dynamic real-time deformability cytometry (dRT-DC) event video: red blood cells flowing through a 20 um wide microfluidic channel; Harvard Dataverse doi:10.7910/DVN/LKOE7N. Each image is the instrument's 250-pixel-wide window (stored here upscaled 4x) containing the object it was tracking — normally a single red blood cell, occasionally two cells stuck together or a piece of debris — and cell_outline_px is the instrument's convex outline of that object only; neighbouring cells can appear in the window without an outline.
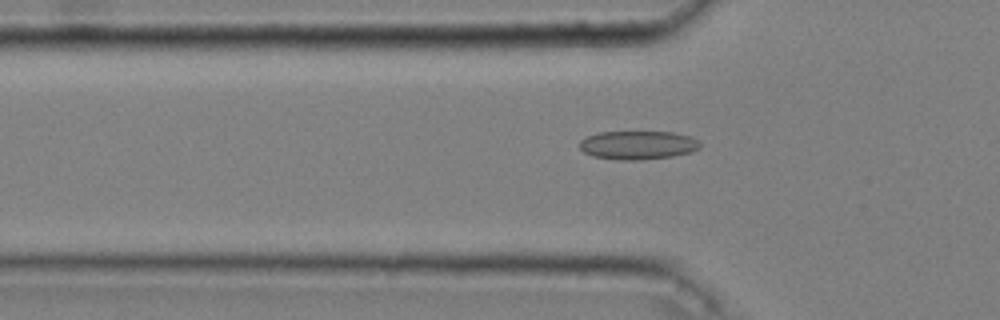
{"species": "common noctule bat (a hibernating species)", "species_latin": "Nyctalus noctula", "temperature_condition": "cold", "stored_images_in_passage": 39, "camera_frame_rate_fps": 3000, "um_per_image_px": 0.085, "animal": {"sex": "male", "body_mass_g": 20.4}, "frame": {"image": 1, "passage_image": 6, "time_ms": 1.667, "image_size_px": [1000, 320], "cell_outline_px": [[700, 148], [692, 152], [672, 156], [636, 160], [620, 160], [592, 156], [584, 152], [580, 148], [580, 140], [584, 136], [596, 132], [672, 132], [688, 136], [696, 140], [700, 144]], "centroid_in_image_um": [54.17, 12.33], "position_along_channel_um": 71.6, "area_um2": 20.06}}
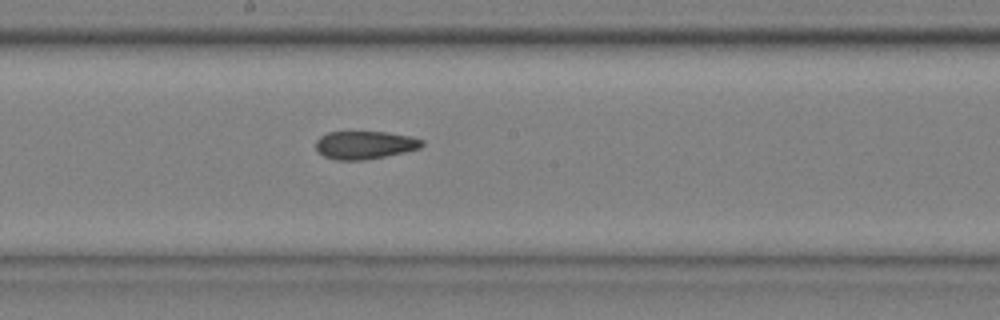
{"frame": {"image": 2, "passage_image": 18, "time_ms": 5.667, "image_size_px": [1000, 320], "cell_outline_px": [[424, 144], [420, 148], [404, 152], [364, 160], [336, 160], [324, 156], [316, 152], [316, 140], [320, 136], [328, 132], [384, 132], [412, 136], [424, 140]], "centroid_in_image_um": [30.99, 12.32], "position_along_channel_um": 217.2, "area_um2": 17.4}}
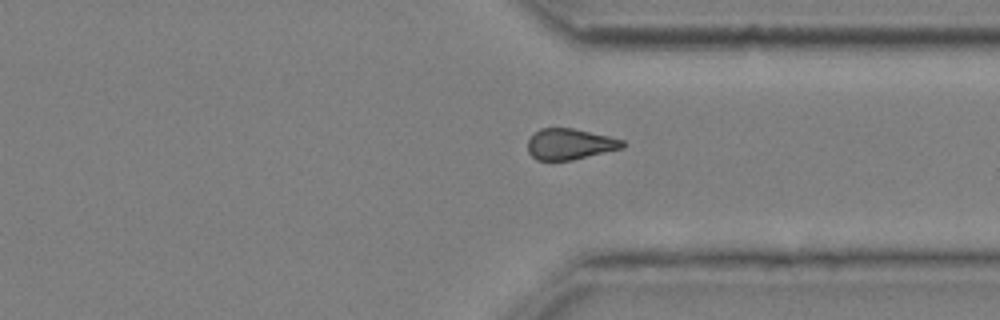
{"frame": {"image": 3, "passage_image": 30, "time_ms": 9.667, "image_size_px": [1000, 320], "cell_outline_px": [[624, 148], [572, 160], [536, 160], [528, 152], [528, 140], [540, 128], [572, 128], [608, 136], [624, 140]], "centroid_in_image_um": [48.44, 12.25], "position_along_channel_um": 363.0, "area_um2": 16.99}, "authors_computed_cell_mechanics": {"area_um2": 18.0336, "velocity_mm_per_s": 3.6305, "shape_relaxation_time_tau1_ms": null, "shape_relaxation_time_tau2_ms": 3.3516, "deformation_change_tau1": null, "deformation_change_tau2": 0.0869}}